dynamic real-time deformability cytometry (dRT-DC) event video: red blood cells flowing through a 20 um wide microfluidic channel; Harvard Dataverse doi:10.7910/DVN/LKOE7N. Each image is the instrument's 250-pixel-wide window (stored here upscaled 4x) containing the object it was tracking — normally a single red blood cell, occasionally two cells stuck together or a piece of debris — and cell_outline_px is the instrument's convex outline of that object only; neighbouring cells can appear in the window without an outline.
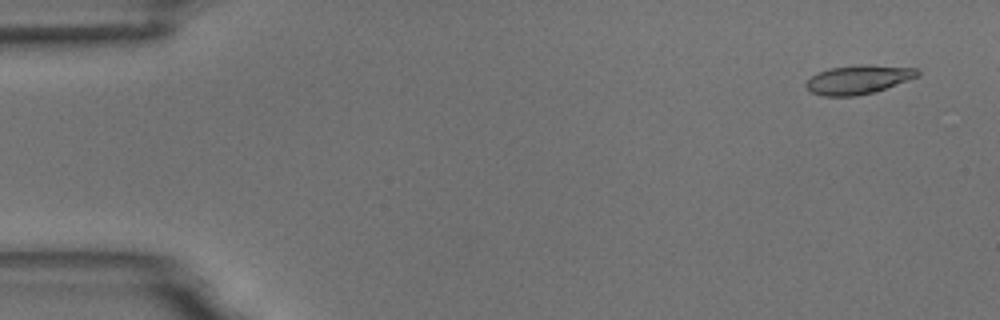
{"species": "common noctule bat (a hibernating species)", "species_latin": "Nyctalus noctula", "temperature_condition": "room temperature", "stored_images_in_passage": 5, "camera_frame_rate_fps": 3000, "um_per_image_px": 0.085, "animal": {"sex": "male", "body_mass_g": 18.8}, "frame": {"image": 1, "passage_image": 1, "time_ms": 0.0, "image_size_px": [1000, 320], "cell_outline_px": [[920, 76], [876, 92], [856, 96], [824, 96], [808, 92], [804, 84], [816, 72], [828, 68], [856, 64], [868, 64], [916, 68], [920, 72]], "centroid_in_image_um": [72.94, 6.76], "position_along_channel_um": 12.1, "area_um2": 19.25}}